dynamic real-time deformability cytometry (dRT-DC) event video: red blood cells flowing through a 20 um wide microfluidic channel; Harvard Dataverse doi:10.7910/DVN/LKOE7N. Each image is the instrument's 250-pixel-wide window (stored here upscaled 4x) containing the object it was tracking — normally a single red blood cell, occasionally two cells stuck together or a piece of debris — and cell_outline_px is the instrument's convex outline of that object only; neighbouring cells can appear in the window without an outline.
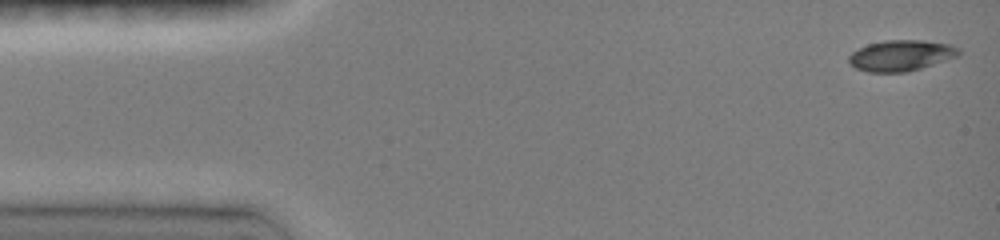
{"species": "common noctule bat (a hibernating species)", "species_latin": "Nyctalus noctula", "temperature_condition": "room temperature", "stored_images_in_passage": 37, "camera_frame_rate_fps": 3000, "um_per_image_px": 0.085, "animal": {"sex": "female", "body_mass_g": 19.0, "forearm_length_mm": 51.5}, "frame": {"image": 1, "passage_image": 1, "time_ms": 0.0, "image_size_px": [1000, 240], "cell_outline_px": [[960, 56], [920, 68], [904, 72], [868, 72], [856, 68], [848, 64], [848, 56], [852, 52], [868, 44], [884, 40], [924, 40], [948, 44], [960, 48]], "centroid_in_image_um": [76.58, 4.71], "position_along_channel_um": 8.4, "area_um2": 19.83}}
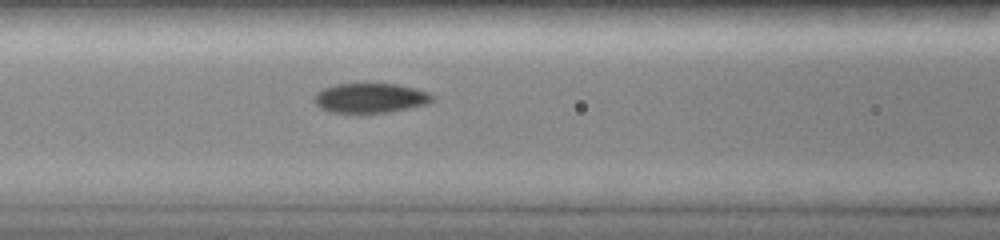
{"frame": {"image": 2, "passage_image": 14, "time_ms": 6.0, "image_size_px": [1000, 240], "cell_outline_px": [[432, 100], [428, 104], [412, 108], [388, 112], [360, 116], [328, 112], [320, 108], [312, 100], [312, 96], [316, 92], [324, 88], [336, 84], [400, 84], [416, 88], [428, 92], [432, 96]], "centroid_in_image_um": [31.42, 8.38], "position_along_channel_um": 135.2, "area_um2": 21.39}}
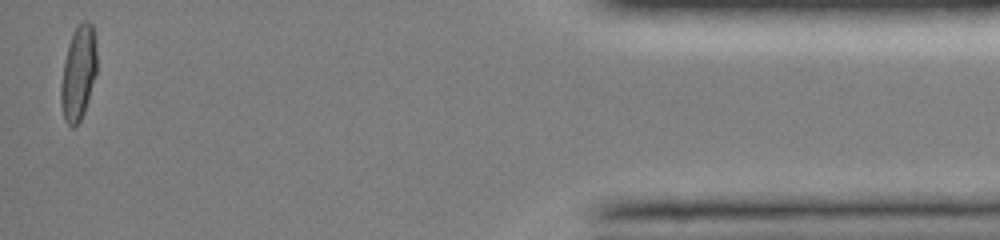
{"frame": {"image": 3, "passage_image": 37, "time_ms": 15.0, "image_size_px": [1000, 240], "cell_outline_px": [[96, 72], [84, 112], [80, 120], [72, 128], [64, 120], [60, 104], [60, 84], [64, 60], [68, 44], [72, 32], [84, 20], [88, 20], [92, 24], [96, 52]], "centroid_in_image_um": [6.63, 6.22], "position_along_channel_um": 428.6, "area_um2": 19.65}, "authors_computed_cell_mechanics": {"area_um2": 19.941, "velocity_mm_per_s": 4.0301, "shape_relaxation_time_tau1_ms": 4.9735, "shape_relaxation_time_tau2_ms": null, "deformation_change_tau1": 0.1886, "deformation_change_tau2": null}}